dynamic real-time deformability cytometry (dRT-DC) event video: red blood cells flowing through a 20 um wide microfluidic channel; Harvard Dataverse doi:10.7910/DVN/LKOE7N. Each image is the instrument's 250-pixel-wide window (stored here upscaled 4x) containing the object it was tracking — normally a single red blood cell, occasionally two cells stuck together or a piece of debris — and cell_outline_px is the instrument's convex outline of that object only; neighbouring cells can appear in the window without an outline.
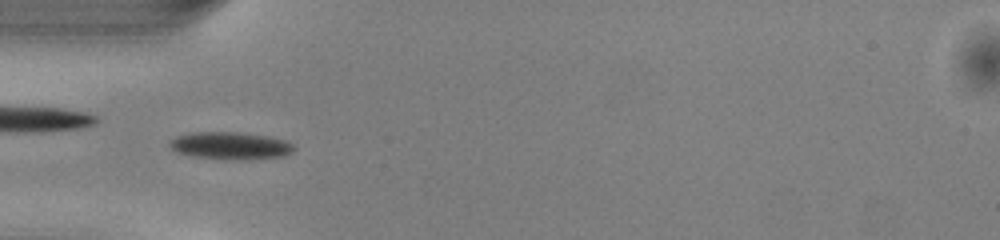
{"species": "common noctule bat (a hibernating species)", "species_latin": "Nyctalus noctula", "temperature_condition": "warm", "stored_images_in_passage": 36, "camera_frame_rate_fps": 3000, "um_per_image_px": 0.085, "animal": {"sex": "male", "body_mass_g": 13.0, "forearm_length_mm": 53.1}, "frame": {"image": 1, "passage_image": 2, "time_ms": 0.333, "image_size_px": [1000, 240], "cell_outline_px": [[296, 148], [292, 152], [284, 156], [240, 160], [232, 160], [192, 156], [176, 152], [168, 144], [176, 136], [192, 132], [236, 132], [264, 136], [284, 140], [292, 144]], "centroid_in_image_um": [19.57, 12.39], "position_along_channel_um": 65.4, "area_um2": 19.71}}
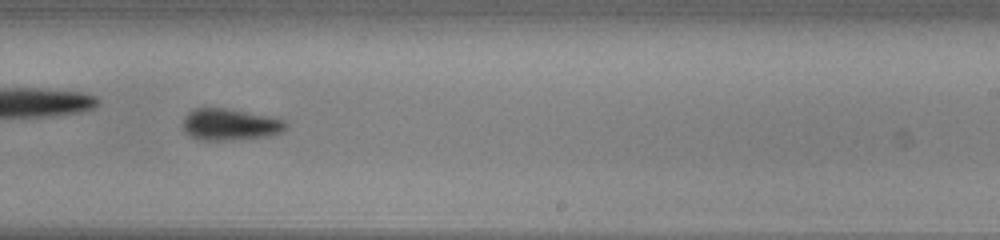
{"frame": {"image": 2, "passage_image": 17, "time_ms": 5.333, "image_size_px": [1000, 240], "cell_outline_px": [[288, 124], [280, 132], [268, 136], [232, 140], [196, 140], [184, 132], [184, 116], [192, 108], [224, 108], [268, 116], [284, 120]], "centroid_in_image_um": [19.5, 10.59], "position_along_channel_um": 269.5, "area_um2": 18.9}}
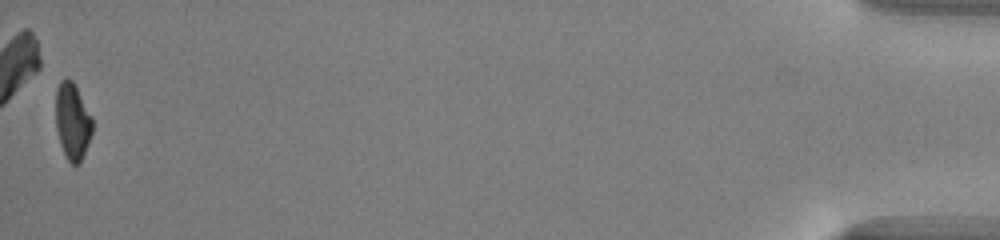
{"frame": {"image": 3, "passage_image": 36, "time_ms": 11.667, "image_size_px": [1000, 240], "cell_outline_px": [[92, 132], [88, 144], [80, 164], [76, 168], [68, 160], [60, 144], [56, 128], [56, 88], [60, 80], [72, 80], [92, 116]], "centroid_in_image_um": [6.16, 10.35], "position_along_channel_um": 429.0, "area_um2": 16.36}, "authors_computed_cell_mechanics": {"area_um2": 18.7561, "velocity_mm_per_s": 4.0954, "shape_relaxation_time_tau1_ms": 2.3379, "shape_relaxation_time_tau2_ms": null, "deformation_change_tau1": 0.1272, "deformation_change_tau2": null}}